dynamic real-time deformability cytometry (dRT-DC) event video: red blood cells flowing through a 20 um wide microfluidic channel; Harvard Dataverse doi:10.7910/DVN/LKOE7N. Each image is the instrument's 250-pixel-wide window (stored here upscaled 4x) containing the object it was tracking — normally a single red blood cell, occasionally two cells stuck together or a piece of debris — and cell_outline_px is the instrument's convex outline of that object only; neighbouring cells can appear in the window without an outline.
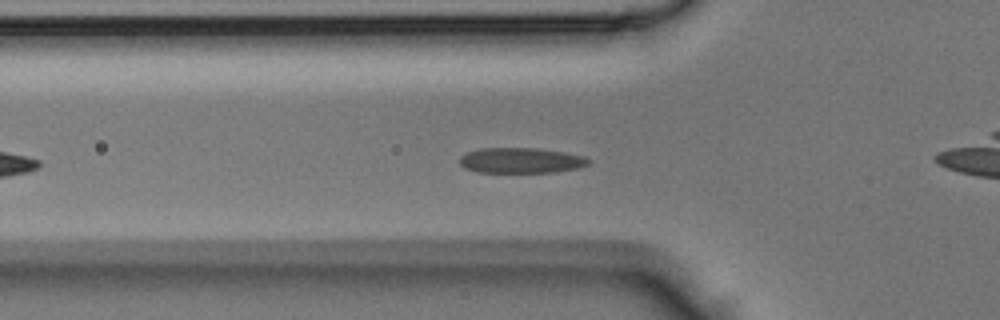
{"species": "Egyptian fruit bat (a non-hibernating species)", "species_latin": "Rousettus aegyptiacus", "temperature_condition": "room temperature", "stored_images_in_passage": 33, "camera_frame_rate_fps": 3000, "um_per_image_px": 0.085, "animal": {"sex": "male"}, "frame": {"image": 1, "passage_image": 8, "time_ms": 2.333, "image_size_px": [1000, 320], "cell_outline_px": [[592, 160], [588, 164], [576, 168], [556, 172], [476, 172], [464, 168], [460, 164], [460, 156], [468, 152], [480, 148], [540, 148], [564, 152], [584, 156]], "centroid_in_image_um": [44.28, 13.63], "position_along_channel_um": 81.5, "area_um2": 19.13}}
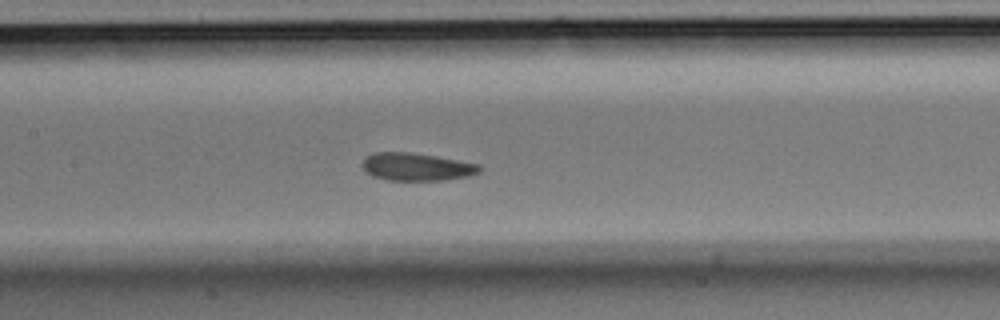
{"frame": {"image": 2, "passage_image": 14, "time_ms": 4.333, "image_size_px": [1000, 320], "cell_outline_px": [[484, 168], [480, 172], [468, 176], [444, 180], [388, 180], [372, 176], [360, 164], [364, 156], [372, 152], [408, 152], [436, 156], [480, 164]], "centroid_in_image_um": [35.4, 14.17], "position_along_channel_um": 172.0, "area_um2": 19.13}}
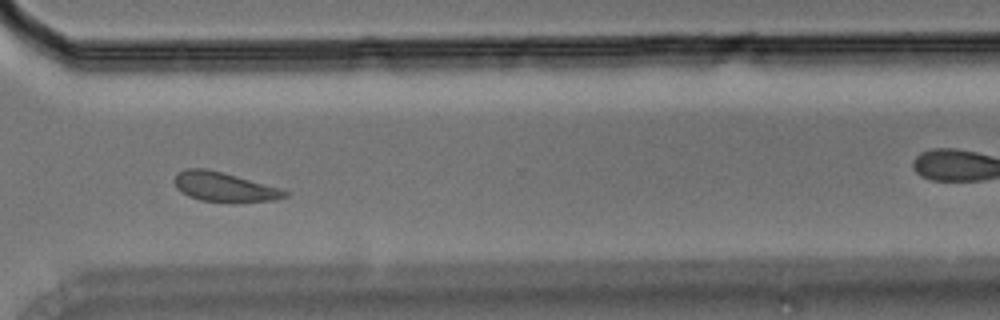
{"frame": {"image": 3, "passage_image": 26, "time_ms": 8.333, "image_size_px": [1000, 320], "cell_outline_px": [[288, 196], [276, 200], [236, 204], [200, 200], [188, 196], [176, 188], [176, 176], [184, 168], [208, 168], [224, 172], [280, 188], [288, 192]], "centroid_in_image_um": [19.11, 15.92], "position_along_channel_um": 351.5, "area_um2": 19.36}}